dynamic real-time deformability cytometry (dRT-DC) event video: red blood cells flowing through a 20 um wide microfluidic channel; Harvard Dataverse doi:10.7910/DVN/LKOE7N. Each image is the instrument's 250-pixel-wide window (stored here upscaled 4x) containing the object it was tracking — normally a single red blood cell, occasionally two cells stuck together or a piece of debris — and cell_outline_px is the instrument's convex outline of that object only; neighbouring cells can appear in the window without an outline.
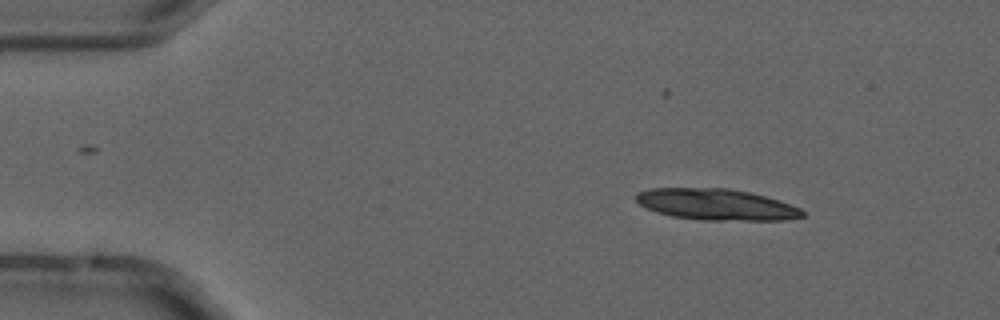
{"species": "common noctule bat (a hibernating species)", "species_latin": "Nyctalus noctula", "temperature_condition": "cold", "stored_images_in_passage": 4, "segment_of_instrument_passage": [1, 2], "camera_frame_rate_fps": 3000, "um_per_image_px": 0.085, "animal": {"sex": "male", "forearm_length_mm": 52.5}, "frame": {"image": 1, "passage_image": 1, "time_ms": 0.0, "image_size_px": [1000, 320], "cell_outline_px": [[804, 216], [788, 220], [704, 220], [672, 216], [656, 212], [640, 204], [636, 200], [636, 192], [652, 188], [728, 188], [752, 192], [780, 200], [800, 208], [804, 212]], "centroid_in_image_um": [60.91, 17.37], "position_along_channel_um": 24.1, "area_um2": 30.4}}